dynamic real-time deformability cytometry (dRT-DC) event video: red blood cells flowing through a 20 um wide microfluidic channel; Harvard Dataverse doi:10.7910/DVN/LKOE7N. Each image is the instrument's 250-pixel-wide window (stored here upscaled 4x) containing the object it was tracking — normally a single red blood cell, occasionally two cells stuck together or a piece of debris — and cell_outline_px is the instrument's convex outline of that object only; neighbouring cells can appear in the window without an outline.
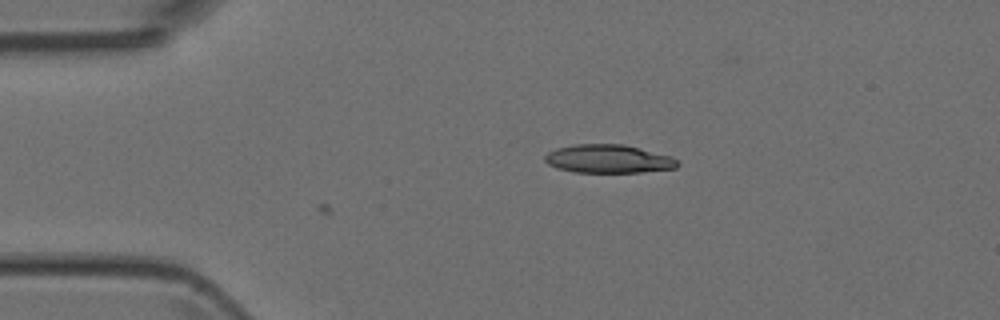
{"species": "Egyptian fruit bat (a non-hibernating species)", "species_latin": "Rousettus aegyptiacus", "temperature_condition": "room temperature", "stored_images_in_passage": 3, "camera_frame_rate_fps": 3000, "um_per_image_px": 0.085, "animal": {"sex": "female"}, "frame": {"image": 1, "passage_image": 3, "time_ms": 2.333, "image_size_px": [1000, 320], "cell_outline_px": [[680, 164], [676, 168], [640, 172], [572, 172], [556, 168], [548, 164], [544, 160], [544, 156], [548, 152], [556, 148], [576, 144], [624, 144], [672, 156]], "centroid_in_image_um": [51.7, 13.5], "position_along_channel_um": 33.3, "area_um2": 22.02}}